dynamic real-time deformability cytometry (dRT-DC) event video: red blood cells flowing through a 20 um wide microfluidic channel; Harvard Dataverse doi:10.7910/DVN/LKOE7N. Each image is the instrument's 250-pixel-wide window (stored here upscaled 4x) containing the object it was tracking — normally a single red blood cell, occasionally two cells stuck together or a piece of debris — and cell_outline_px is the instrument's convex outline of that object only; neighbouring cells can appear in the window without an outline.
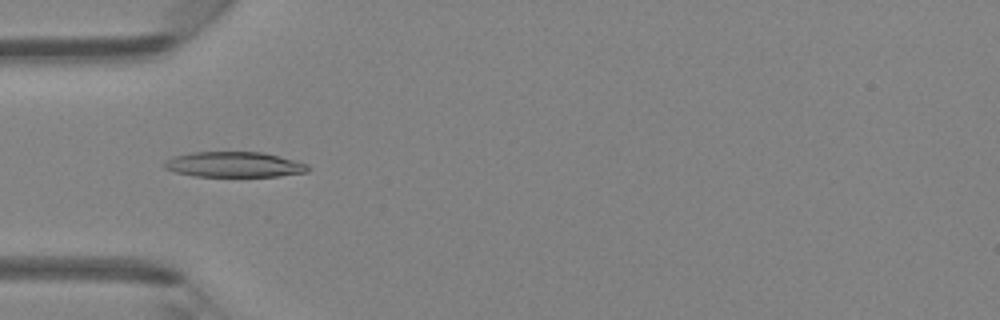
{"species": "Egyptian fruit bat (a non-hibernating species)", "species_latin": "Rousettus aegyptiacus", "temperature_condition": "room temperature", "stored_images_in_passage": 19, "camera_frame_rate_fps": 3000, "um_per_image_px": 0.085, "animal": {"sex": "female"}, "frame": {"image": 1, "passage_image": 10, "time_ms": 3.0, "image_size_px": [1000, 320], "cell_outline_px": [[308, 172], [280, 176], [196, 176], [176, 172], [164, 168], [160, 164], [172, 156], [192, 152], [264, 152], [280, 156], [308, 164]], "centroid_in_image_um": [19.88, 13.98], "position_along_channel_um": 65.1, "area_um2": 21.33}}
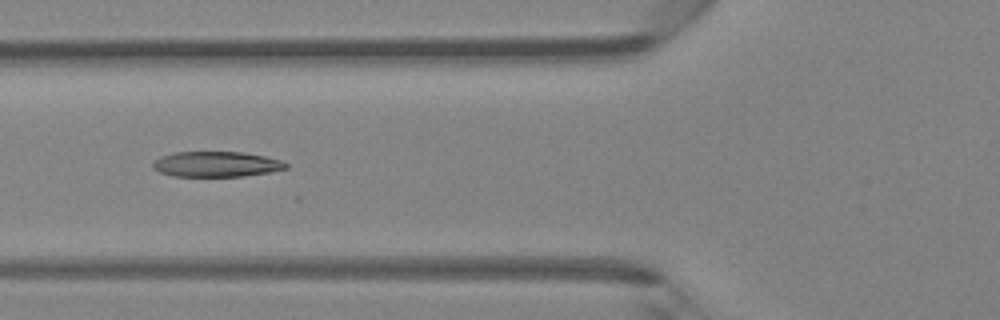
{"frame": {"image": 2, "passage_image": 13, "time_ms": 4.0, "image_size_px": [1000, 320], "cell_outline_px": [[288, 168], [268, 172], [244, 176], [172, 176], [160, 172], [152, 168], [152, 164], [160, 156], [172, 152], [244, 152], [264, 156], [280, 160], [288, 164]], "centroid_in_image_um": [18.36, 13.95], "position_along_channel_um": 107.4, "area_um2": 19.65}}
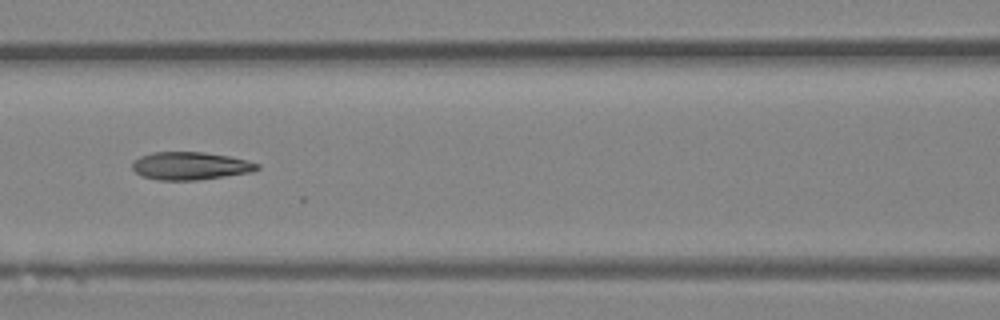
{"frame": {"image": 3, "passage_image": 16, "time_ms": 5.0, "image_size_px": [1000, 320], "cell_outline_px": [[260, 168], [252, 172], [196, 180], [160, 180], [140, 176], [132, 168], [132, 164], [140, 156], [152, 152], [204, 152], [228, 156], [260, 164]], "centroid_in_image_um": [16.16, 14.1], "position_along_channel_um": 150.4, "area_um2": 20.11}}